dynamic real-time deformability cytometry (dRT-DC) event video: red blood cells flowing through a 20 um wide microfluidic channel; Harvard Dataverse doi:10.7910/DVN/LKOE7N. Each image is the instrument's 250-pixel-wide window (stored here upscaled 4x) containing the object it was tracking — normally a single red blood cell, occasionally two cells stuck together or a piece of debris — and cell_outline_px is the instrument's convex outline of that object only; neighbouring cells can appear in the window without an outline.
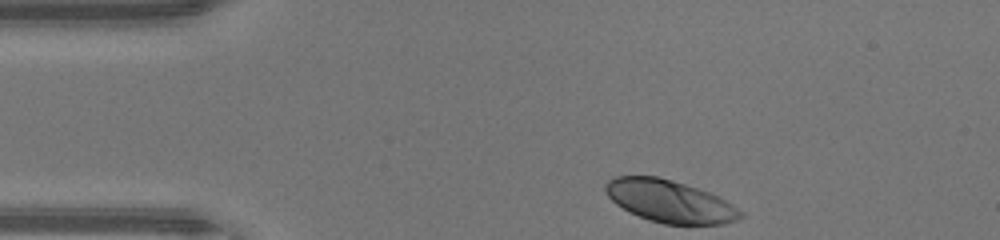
{"species": "human", "species_latin": "Homo sapiens", "temperature_condition": "warm", "stored_images_in_passage": 31, "camera_frame_rate_fps": 3000, "um_per_image_px": 0.085, "donor": {"sex": "male"}, "frame": {"image": 1, "passage_image": 1, "time_ms": 0.0, "image_size_px": [1000, 240], "cell_outline_px": [[744, 216], [736, 220], [724, 224], [664, 224], [628, 212], [616, 204], [608, 196], [604, 188], [604, 184], [608, 180], [616, 176], [656, 176], [672, 180], [708, 192], [724, 200], [744, 212]], "centroid_in_image_um": [56.91, 17.11], "position_along_channel_um": 28.1, "area_um2": 33.0}}
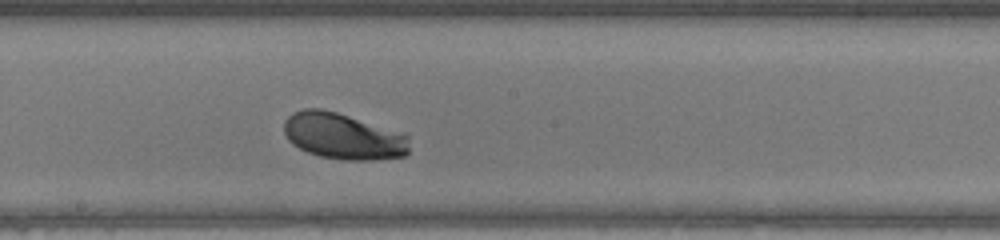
{"frame": {"image": 2, "passage_image": 18, "time_ms": 5.667, "image_size_px": [1000, 240], "cell_outline_px": [[408, 152], [404, 156], [372, 160], [344, 160], [320, 156], [308, 152], [292, 144], [288, 140], [284, 132], [284, 120], [292, 112], [304, 108], [320, 108], [336, 112], [408, 136]], "centroid_in_image_um": [29.09, 11.58], "position_along_channel_um": 219.1, "area_um2": 33.29}}
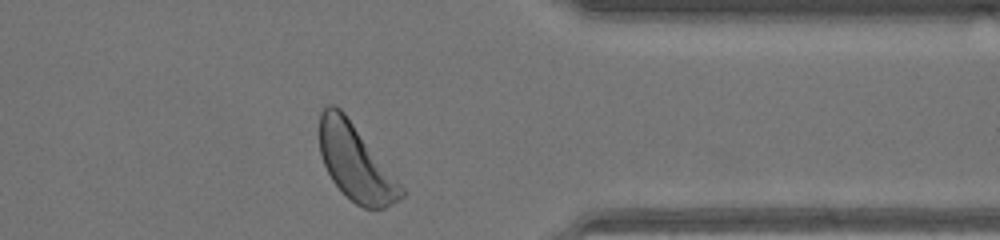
{"frame": {"image": 3, "passage_image": 30, "time_ms": 9.667, "image_size_px": [1000, 240], "cell_outline_px": [[408, 192], [404, 196], [384, 208], [364, 208], [356, 204], [332, 180], [320, 156], [320, 112], [328, 104], [332, 104], [340, 108], [344, 112]], "centroid_in_image_um": [30.24, 13.81], "position_along_channel_um": 381.2, "area_um2": 35.78}, "authors_computed_cell_mechanics": {"area_um2": 33.235, "velocity_mm_per_s": 4.382, "shape_relaxation_time_tau1_ms": 1.6474, "shape_relaxation_time_tau2_ms": null, "deformation_change_tau1": 0.1467, "deformation_change_tau2": null}}